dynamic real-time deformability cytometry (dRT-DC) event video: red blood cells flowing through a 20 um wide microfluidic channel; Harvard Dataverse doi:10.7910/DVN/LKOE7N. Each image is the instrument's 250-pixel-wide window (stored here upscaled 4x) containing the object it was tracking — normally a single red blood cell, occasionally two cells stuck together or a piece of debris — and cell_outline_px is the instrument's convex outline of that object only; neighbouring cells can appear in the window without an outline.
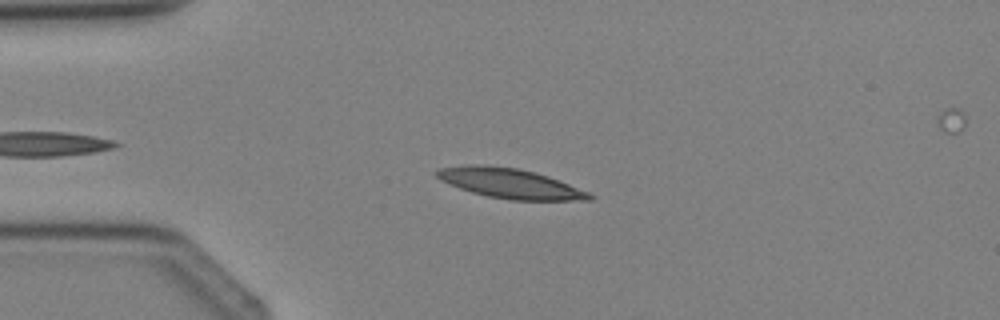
{"species": "Egyptian fruit bat (a non-hibernating species)", "species_latin": "Rousettus aegyptiacus", "temperature_condition": "cold", "stored_images_in_passage": 3, "camera_frame_rate_fps": 3000, "um_per_image_px": 0.085, "animal": {"sex": "female"}, "frame": {"image": 1, "passage_image": 2, "time_ms": 2.0, "image_size_px": [1000, 320], "cell_outline_px": [[596, 196], [592, 200], [512, 200], [488, 196], [472, 192], [460, 188], [440, 180], [436, 176], [436, 168], [464, 164], [476, 164], [516, 168], [548, 176], [588, 192]], "centroid_in_image_um": [43.31, 15.58], "position_along_channel_um": 41.7, "area_um2": 26.36}}